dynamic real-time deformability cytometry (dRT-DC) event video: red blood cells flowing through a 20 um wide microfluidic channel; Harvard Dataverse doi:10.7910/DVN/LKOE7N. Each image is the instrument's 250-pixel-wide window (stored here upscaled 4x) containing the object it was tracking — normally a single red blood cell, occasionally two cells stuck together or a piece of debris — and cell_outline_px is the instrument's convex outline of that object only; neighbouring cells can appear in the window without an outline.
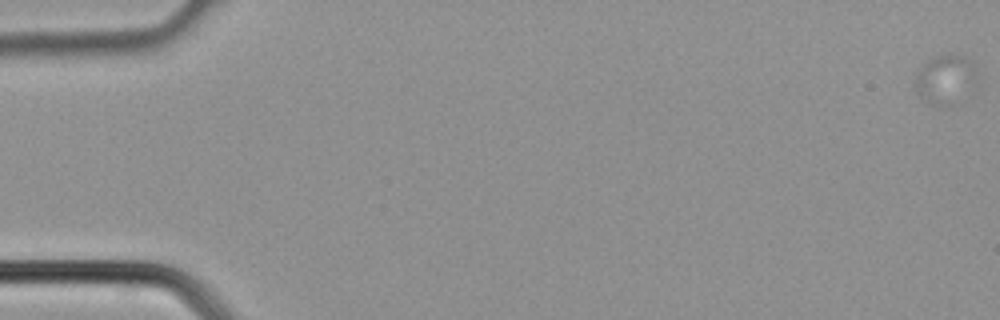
{"species": "common noctule bat (a hibernating species)", "species_latin": "Nyctalus noctula", "temperature_condition": "cold", "stored_images_in_passage": 42, "camera_frame_rate_fps": 3000, "um_per_image_px": 0.085, "animal": {"sex": "male", "body_mass_g": 21.5, "forearm_length_mm": 52.0}, "frame": {"image": 1, "passage_image": 1, "time_ms": 0.0, "image_size_px": [1000, 320], "cell_outline_px": [[976, 84], [956, 104], [936, 104], [920, 96], [916, 92], [916, 72], [928, 60], [936, 56], [952, 52], [964, 56], [972, 60], [976, 72]], "centroid_in_image_um": [80.4, 6.68], "position_along_channel_um": 4.6, "area_um2": 17.63}}
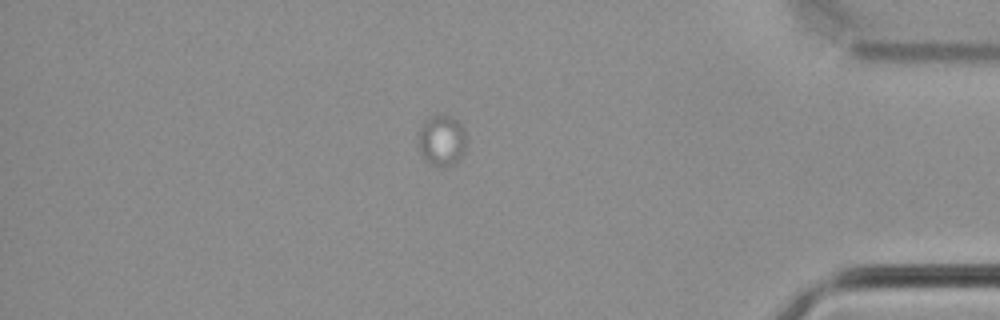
{"frame": {"image": 2, "passage_image": 36, "time_ms": 11.667, "image_size_px": [1000, 320], "cell_outline_px": [[464, 152], [456, 164], [444, 168], [440, 168], [428, 164], [420, 156], [416, 144], [416, 136], [420, 124], [424, 120], [432, 116], [452, 116], [464, 128]], "centroid_in_image_um": [37.46, 11.99], "position_along_channel_um": 397.7, "area_um2": 14.91}}
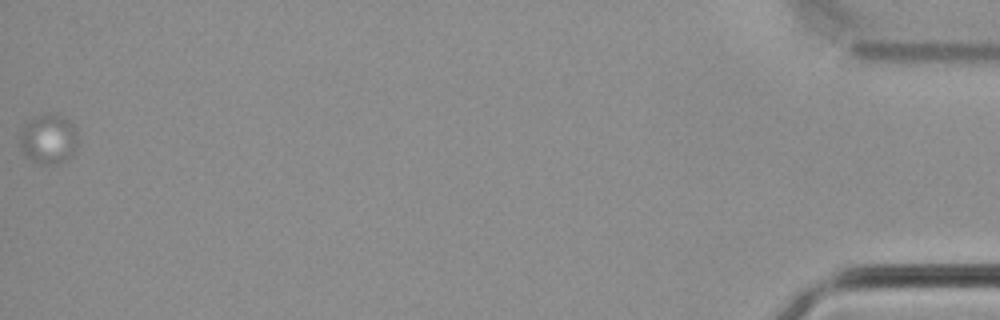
{"frame": {"image": 3, "passage_image": 42, "time_ms": 13.667, "image_size_px": [1000, 320], "cell_outline_px": [[76, 148], [72, 156], [56, 164], [40, 164], [32, 160], [20, 148], [20, 136], [24, 124], [36, 116], [44, 112], [48, 112], [60, 116], [68, 120], [76, 128]], "centroid_in_image_um": [4.12, 11.8], "position_along_channel_um": 431.1, "area_um2": 16.7}}